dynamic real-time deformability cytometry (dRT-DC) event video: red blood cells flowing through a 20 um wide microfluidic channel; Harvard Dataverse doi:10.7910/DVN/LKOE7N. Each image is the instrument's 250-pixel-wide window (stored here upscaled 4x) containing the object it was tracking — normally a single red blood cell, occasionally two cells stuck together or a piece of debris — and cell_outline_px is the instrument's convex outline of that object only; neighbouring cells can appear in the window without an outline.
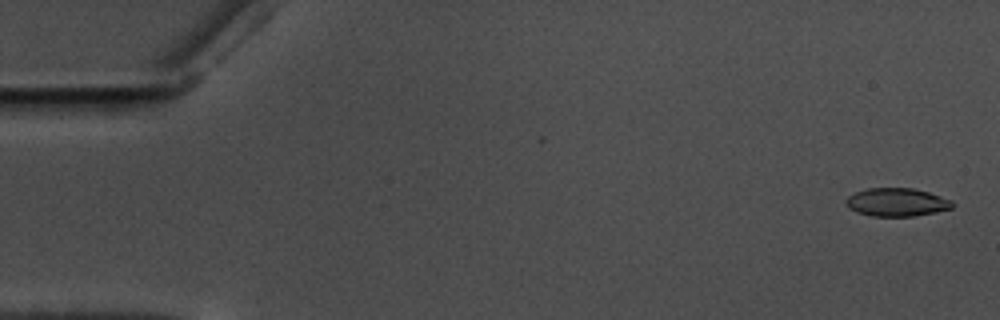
{"species": "common noctule bat (a hibernating species)", "species_latin": "Nyctalus noctula", "temperature_condition": "warm", "stored_images_in_passage": 58, "camera_frame_rate_fps": 3000, "um_per_image_px": 0.085, "animal": {"sex": "male", "body_mass_g": 17.5, "forearm_length_mm": 52.3}, "frame": {"image": 1, "passage_image": 2, "time_ms": 0.333, "image_size_px": [1000, 320], "cell_outline_px": [[956, 204], [952, 208], [936, 212], [912, 216], [872, 216], [856, 212], [848, 208], [844, 200], [848, 196], [856, 192], [868, 188], [912, 188], [928, 192], [952, 200]], "centroid_in_image_um": [76.22, 17.19], "position_along_channel_um": 8.8, "area_um2": 17.57}}
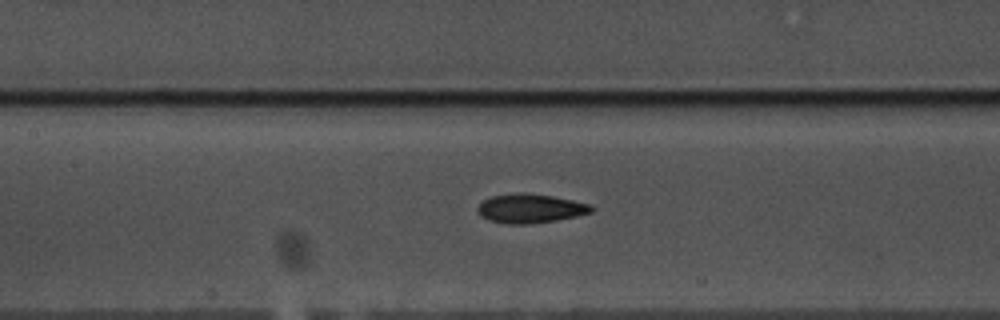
{"frame": {"image": 2, "passage_image": 27, "time_ms": 8.667, "image_size_px": [1000, 320], "cell_outline_px": [[596, 208], [592, 212], [576, 216], [556, 220], [532, 224], [508, 224], [488, 220], [480, 216], [476, 212], [476, 208], [484, 200], [492, 196], [516, 192], [528, 192], [552, 196], [572, 200], [588, 204]], "centroid_in_image_um": [45.04, 17.72], "position_along_channel_um": 162.4, "area_um2": 19.48}}
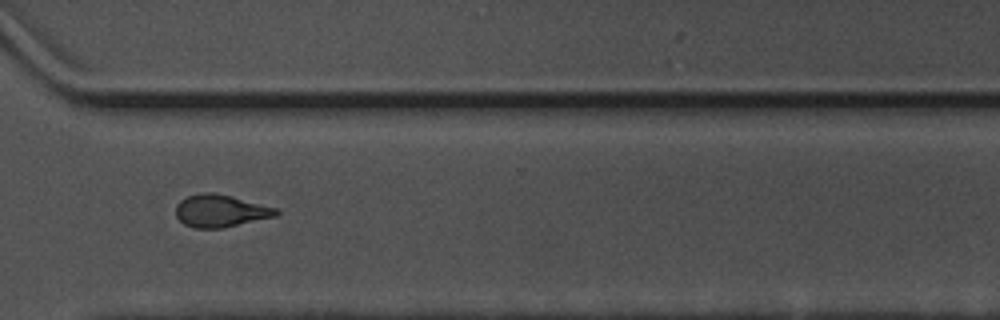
{"frame": {"image": 3, "passage_image": 43, "time_ms": 14.0, "image_size_px": [1000, 320], "cell_outline_px": [[280, 212], [276, 216], [220, 228], [192, 228], [184, 224], [176, 216], [176, 204], [180, 200], [188, 196], [200, 192], [212, 192], [232, 196], [276, 208]], "centroid_in_image_um": [18.7, 17.91], "position_along_channel_um": 351.9, "area_um2": 18.84}, "authors_computed_cell_mechanics": {"area_um2": 18.8428, "velocity_mm_per_s": 3.5587, "shape_relaxation_time_tau1_ms": 3.4095, "shape_relaxation_time_tau2_ms": 2.3618, "deformation_change_tau1": 0.1385, "deformation_change_tau2": 0.0956}}